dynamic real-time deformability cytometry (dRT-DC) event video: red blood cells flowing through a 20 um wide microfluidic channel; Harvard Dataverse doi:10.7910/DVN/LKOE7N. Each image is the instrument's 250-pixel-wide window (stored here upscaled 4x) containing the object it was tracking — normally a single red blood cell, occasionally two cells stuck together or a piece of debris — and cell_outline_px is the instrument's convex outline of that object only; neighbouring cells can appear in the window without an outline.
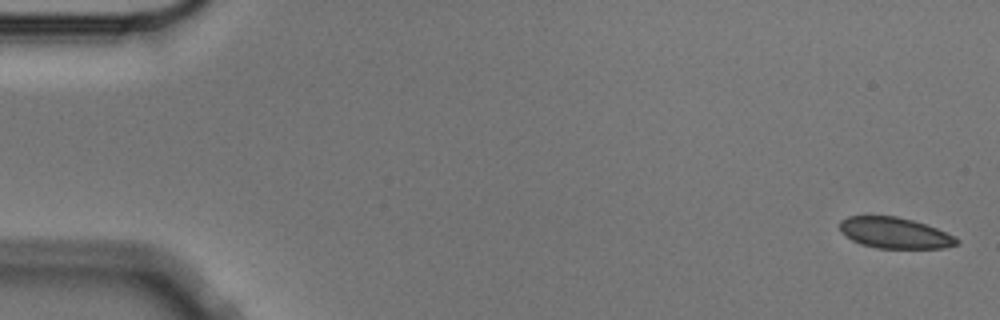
{"species": "Egyptian fruit bat (a non-hibernating species)", "species_latin": "Rousettus aegyptiacus", "temperature_condition": "cold", "stored_images_in_passage": 6, "camera_frame_rate_fps": 3000, "um_per_image_px": 0.085, "animal": {"sex": "male"}, "frame": {"image": 1, "passage_image": 1, "time_ms": 0.0, "image_size_px": [1000, 320], "cell_outline_px": [[960, 240], [956, 244], [944, 248], [876, 248], [860, 244], [844, 236], [840, 232], [836, 224], [840, 220], [848, 216], [896, 216], [912, 220], [936, 228], [956, 236]], "centroid_in_image_um": [75.99, 19.79], "position_along_channel_um": 9.0, "area_um2": 21.33}}
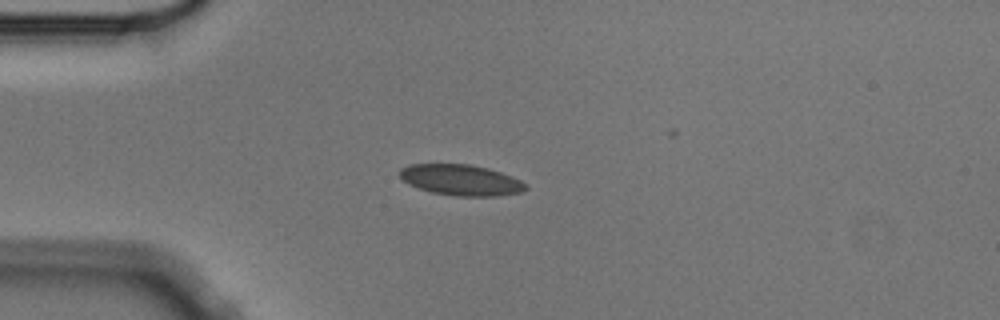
{"frame": {"image": 2, "passage_image": 4, "time_ms": 1.0, "image_size_px": [1000, 320], "cell_outline_px": [[528, 188], [524, 192], [496, 196], [456, 196], [432, 192], [408, 184], [400, 176], [400, 168], [408, 164], [468, 164], [488, 168], [512, 176], [528, 184]], "centroid_in_image_um": [39.22, 15.3], "position_along_channel_um": 45.8, "area_um2": 22.72}}
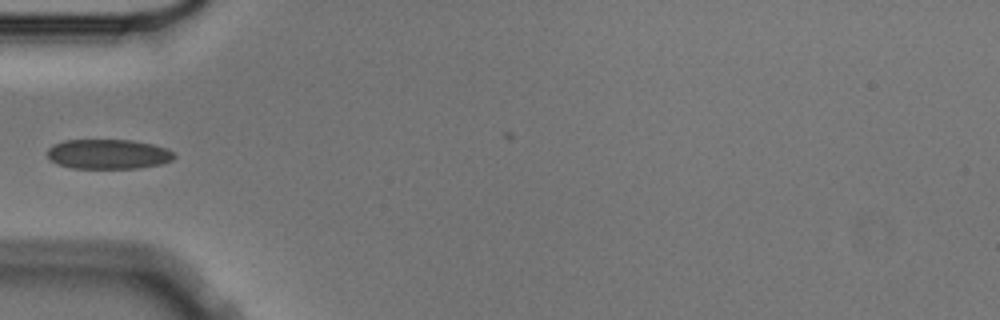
{"frame": {"image": 3, "passage_image": 5, "time_ms": 1.333, "image_size_px": [1000, 320], "cell_outline_px": [[176, 156], [172, 160], [160, 164], [140, 168], [72, 168], [56, 164], [48, 156], [48, 148], [52, 144], [64, 140], [132, 140], [152, 144], [168, 148]], "centroid_in_image_um": [9.2, 13.1], "position_along_channel_um": 75.8, "area_um2": 22.08}}